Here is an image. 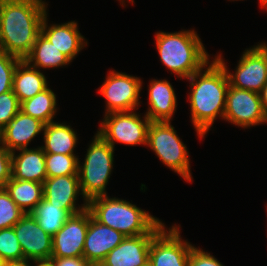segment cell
Here are the masks:
<instances>
[{
  "mask_svg": "<svg viewBox=\"0 0 267 266\" xmlns=\"http://www.w3.org/2000/svg\"><path fill=\"white\" fill-rule=\"evenodd\" d=\"M205 67V70L200 69L187 78L191 86L188 97L191 122L200 138L207 134L217 117L224 118L229 87L226 71L216 59Z\"/></svg>",
  "mask_w": 267,
  "mask_h": 266,
  "instance_id": "obj_1",
  "label": "cell"
},
{
  "mask_svg": "<svg viewBox=\"0 0 267 266\" xmlns=\"http://www.w3.org/2000/svg\"><path fill=\"white\" fill-rule=\"evenodd\" d=\"M43 0H5L0 26V51L24 60L47 14Z\"/></svg>",
  "mask_w": 267,
  "mask_h": 266,
  "instance_id": "obj_2",
  "label": "cell"
},
{
  "mask_svg": "<svg viewBox=\"0 0 267 266\" xmlns=\"http://www.w3.org/2000/svg\"><path fill=\"white\" fill-rule=\"evenodd\" d=\"M87 209L98 222L126 237L157 234L165 225L158 218L129 201L97 196L87 201Z\"/></svg>",
  "mask_w": 267,
  "mask_h": 266,
  "instance_id": "obj_3",
  "label": "cell"
},
{
  "mask_svg": "<svg viewBox=\"0 0 267 266\" xmlns=\"http://www.w3.org/2000/svg\"><path fill=\"white\" fill-rule=\"evenodd\" d=\"M160 61L180 79H187L209 63V54L194 30L157 32Z\"/></svg>",
  "mask_w": 267,
  "mask_h": 266,
  "instance_id": "obj_4",
  "label": "cell"
},
{
  "mask_svg": "<svg viewBox=\"0 0 267 266\" xmlns=\"http://www.w3.org/2000/svg\"><path fill=\"white\" fill-rule=\"evenodd\" d=\"M113 159L114 148L96 133L87 149L83 165L78 160V177L84 202L107 195L105 189L114 165Z\"/></svg>",
  "mask_w": 267,
  "mask_h": 266,
  "instance_id": "obj_5",
  "label": "cell"
},
{
  "mask_svg": "<svg viewBox=\"0 0 267 266\" xmlns=\"http://www.w3.org/2000/svg\"><path fill=\"white\" fill-rule=\"evenodd\" d=\"M146 145L155 152L163 164L185 181H192L189 153L170 121H151Z\"/></svg>",
  "mask_w": 267,
  "mask_h": 266,
  "instance_id": "obj_6",
  "label": "cell"
},
{
  "mask_svg": "<svg viewBox=\"0 0 267 266\" xmlns=\"http://www.w3.org/2000/svg\"><path fill=\"white\" fill-rule=\"evenodd\" d=\"M150 123L146 115L141 119L134 111L113 112L104 116L97 133L113 148L115 142L130 146L146 145Z\"/></svg>",
  "mask_w": 267,
  "mask_h": 266,
  "instance_id": "obj_7",
  "label": "cell"
},
{
  "mask_svg": "<svg viewBox=\"0 0 267 266\" xmlns=\"http://www.w3.org/2000/svg\"><path fill=\"white\" fill-rule=\"evenodd\" d=\"M141 90L142 82L139 77L110 70L99 89V93L106 99L105 115L137 110Z\"/></svg>",
  "mask_w": 267,
  "mask_h": 266,
  "instance_id": "obj_8",
  "label": "cell"
},
{
  "mask_svg": "<svg viewBox=\"0 0 267 266\" xmlns=\"http://www.w3.org/2000/svg\"><path fill=\"white\" fill-rule=\"evenodd\" d=\"M215 59L224 67L230 86L259 93L267 83V56L258 45L243 52L234 74L220 54Z\"/></svg>",
  "mask_w": 267,
  "mask_h": 266,
  "instance_id": "obj_9",
  "label": "cell"
},
{
  "mask_svg": "<svg viewBox=\"0 0 267 266\" xmlns=\"http://www.w3.org/2000/svg\"><path fill=\"white\" fill-rule=\"evenodd\" d=\"M223 119L242 128L266 123L267 114L263 109L259 93L229 85Z\"/></svg>",
  "mask_w": 267,
  "mask_h": 266,
  "instance_id": "obj_10",
  "label": "cell"
},
{
  "mask_svg": "<svg viewBox=\"0 0 267 266\" xmlns=\"http://www.w3.org/2000/svg\"><path fill=\"white\" fill-rule=\"evenodd\" d=\"M164 226L153 238L149 248V266H188L193 247L182 240L179 226Z\"/></svg>",
  "mask_w": 267,
  "mask_h": 266,
  "instance_id": "obj_11",
  "label": "cell"
},
{
  "mask_svg": "<svg viewBox=\"0 0 267 266\" xmlns=\"http://www.w3.org/2000/svg\"><path fill=\"white\" fill-rule=\"evenodd\" d=\"M23 251L24 259L32 261L50 260L52 236L46 233L31 213L24 214L13 226Z\"/></svg>",
  "mask_w": 267,
  "mask_h": 266,
  "instance_id": "obj_12",
  "label": "cell"
},
{
  "mask_svg": "<svg viewBox=\"0 0 267 266\" xmlns=\"http://www.w3.org/2000/svg\"><path fill=\"white\" fill-rule=\"evenodd\" d=\"M89 226V210L71 215L52 237L51 257L83 256L84 241Z\"/></svg>",
  "mask_w": 267,
  "mask_h": 266,
  "instance_id": "obj_13",
  "label": "cell"
},
{
  "mask_svg": "<svg viewBox=\"0 0 267 266\" xmlns=\"http://www.w3.org/2000/svg\"><path fill=\"white\" fill-rule=\"evenodd\" d=\"M125 237L117 230L96 221L89 211V226L84 241L83 257L92 265L99 264Z\"/></svg>",
  "mask_w": 267,
  "mask_h": 266,
  "instance_id": "obj_14",
  "label": "cell"
},
{
  "mask_svg": "<svg viewBox=\"0 0 267 266\" xmlns=\"http://www.w3.org/2000/svg\"><path fill=\"white\" fill-rule=\"evenodd\" d=\"M78 194L82 195L78 175L46 178L43 183V198L50 204L67 210L71 215L87 209V202L76 206Z\"/></svg>",
  "mask_w": 267,
  "mask_h": 266,
  "instance_id": "obj_15",
  "label": "cell"
},
{
  "mask_svg": "<svg viewBox=\"0 0 267 266\" xmlns=\"http://www.w3.org/2000/svg\"><path fill=\"white\" fill-rule=\"evenodd\" d=\"M156 234L125 237L101 262L103 266H149V248Z\"/></svg>",
  "mask_w": 267,
  "mask_h": 266,
  "instance_id": "obj_16",
  "label": "cell"
},
{
  "mask_svg": "<svg viewBox=\"0 0 267 266\" xmlns=\"http://www.w3.org/2000/svg\"><path fill=\"white\" fill-rule=\"evenodd\" d=\"M39 119L21 110L0 131V142L10 151L27 148L29 143L44 129Z\"/></svg>",
  "mask_w": 267,
  "mask_h": 266,
  "instance_id": "obj_17",
  "label": "cell"
},
{
  "mask_svg": "<svg viewBox=\"0 0 267 266\" xmlns=\"http://www.w3.org/2000/svg\"><path fill=\"white\" fill-rule=\"evenodd\" d=\"M47 14L44 16L41 24V33L71 61L82 50L87 41L78 31V24L70 21L64 24H51L48 27Z\"/></svg>",
  "mask_w": 267,
  "mask_h": 266,
  "instance_id": "obj_18",
  "label": "cell"
},
{
  "mask_svg": "<svg viewBox=\"0 0 267 266\" xmlns=\"http://www.w3.org/2000/svg\"><path fill=\"white\" fill-rule=\"evenodd\" d=\"M11 154V177L15 180H28L44 183L47 178L45 152L42 147L18 149Z\"/></svg>",
  "mask_w": 267,
  "mask_h": 266,
  "instance_id": "obj_19",
  "label": "cell"
},
{
  "mask_svg": "<svg viewBox=\"0 0 267 266\" xmlns=\"http://www.w3.org/2000/svg\"><path fill=\"white\" fill-rule=\"evenodd\" d=\"M148 90L149 107L145 115L151 121H170L177 107L173 86L165 79H153Z\"/></svg>",
  "mask_w": 267,
  "mask_h": 266,
  "instance_id": "obj_20",
  "label": "cell"
},
{
  "mask_svg": "<svg viewBox=\"0 0 267 266\" xmlns=\"http://www.w3.org/2000/svg\"><path fill=\"white\" fill-rule=\"evenodd\" d=\"M48 88L45 75L37 68L20 60L13 76L12 90L20 104Z\"/></svg>",
  "mask_w": 267,
  "mask_h": 266,
  "instance_id": "obj_21",
  "label": "cell"
},
{
  "mask_svg": "<svg viewBox=\"0 0 267 266\" xmlns=\"http://www.w3.org/2000/svg\"><path fill=\"white\" fill-rule=\"evenodd\" d=\"M45 153L75 155L74 148L77 143L76 132L66 123L50 122L43 129Z\"/></svg>",
  "mask_w": 267,
  "mask_h": 266,
  "instance_id": "obj_22",
  "label": "cell"
},
{
  "mask_svg": "<svg viewBox=\"0 0 267 266\" xmlns=\"http://www.w3.org/2000/svg\"><path fill=\"white\" fill-rule=\"evenodd\" d=\"M24 60L35 68H57L72 61L59 51L42 33L37 36L30 53Z\"/></svg>",
  "mask_w": 267,
  "mask_h": 266,
  "instance_id": "obj_23",
  "label": "cell"
},
{
  "mask_svg": "<svg viewBox=\"0 0 267 266\" xmlns=\"http://www.w3.org/2000/svg\"><path fill=\"white\" fill-rule=\"evenodd\" d=\"M5 189L25 214L31 213L43 199V183L15 180L11 177Z\"/></svg>",
  "mask_w": 267,
  "mask_h": 266,
  "instance_id": "obj_24",
  "label": "cell"
},
{
  "mask_svg": "<svg viewBox=\"0 0 267 266\" xmlns=\"http://www.w3.org/2000/svg\"><path fill=\"white\" fill-rule=\"evenodd\" d=\"M56 94L48 87L41 93L23 101L20 110L33 118L39 119L44 124L53 122L56 114Z\"/></svg>",
  "mask_w": 267,
  "mask_h": 266,
  "instance_id": "obj_25",
  "label": "cell"
},
{
  "mask_svg": "<svg viewBox=\"0 0 267 266\" xmlns=\"http://www.w3.org/2000/svg\"><path fill=\"white\" fill-rule=\"evenodd\" d=\"M39 226L52 237L62 228L71 214L59 206L50 204L44 198L31 212Z\"/></svg>",
  "mask_w": 267,
  "mask_h": 266,
  "instance_id": "obj_26",
  "label": "cell"
},
{
  "mask_svg": "<svg viewBox=\"0 0 267 266\" xmlns=\"http://www.w3.org/2000/svg\"><path fill=\"white\" fill-rule=\"evenodd\" d=\"M76 155L45 153L47 178L78 175Z\"/></svg>",
  "mask_w": 267,
  "mask_h": 266,
  "instance_id": "obj_27",
  "label": "cell"
},
{
  "mask_svg": "<svg viewBox=\"0 0 267 266\" xmlns=\"http://www.w3.org/2000/svg\"><path fill=\"white\" fill-rule=\"evenodd\" d=\"M24 214L9 192L5 188L0 189V230L13 227Z\"/></svg>",
  "mask_w": 267,
  "mask_h": 266,
  "instance_id": "obj_28",
  "label": "cell"
},
{
  "mask_svg": "<svg viewBox=\"0 0 267 266\" xmlns=\"http://www.w3.org/2000/svg\"><path fill=\"white\" fill-rule=\"evenodd\" d=\"M0 255L6 261L24 259L22 248L13 227L0 230Z\"/></svg>",
  "mask_w": 267,
  "mask_h": 266,
  "instance_id": "obj_29",
  "label": "cell"
},
{
  "mask_svg": "<svg viewBox=\"0 0 267 266\" xmlns=\"http://www.w3.org/2000/svg\"><path fill=\"white\" fill-rule=\"evenodd\" d=\"M21 59L0 51V94L9 92L13 87V76Z\"/></svg>",
  "mask_w": 267,
  "mask_h": 266,
  "instance_id": "obj_30",
  "label": "cell"
},
{
  "mask_svg": "<svg viewBox=\"0 0 267 266\" xmlns=\"http://www.w3.org/2000/svg\"><path fill=\"white\" fill-rule=\"evenodd\" d=\"M20 105L13 90L0 94V131L20 111Z\"/></svg>",
  "mask_w": 267,
  "mask_h": 266,
  "instance_id": "obj_31",
  "label": "cell"
},
{
  "mask_svg": "<svg viewBox=\"0 0 267 266\" xmlns=\"http://www.w3.org/2000/svg\"><path fill=\"white\" fill-rule=\"evenodd\" d=\"M188 266H223L213 255L196 247H192Z\"/></svg>",
  "mask_w": 267,
  "mask_h": 266,
  "instance_id": "obj_32",
  "label": "cell"
},
{
  "mask_svg": "<svg viewBox=\"0 0 267 266\" xmlns=\"http://www.w3.org/2000/svg\"><path fill=\"white\" fill-rule=\"evenodd\" d=\"M11 154L12 152L0 142V189L5 188L11 178Z\"/></svg>",
  "mask_w": 267,
  "mask_h": 266,
  "instance_id": "obj_33",
  "label": "cell"
},
{
  "mask_svg": "<svg viewBox=\"0 0 267 266\" xmlns=\"http://www.w3.org/2000/svg\"><path fill=\"white\" fill-rule=\"evenodd\" d=\"M54 266H93L83 256L79 257H51Z\"/></svg>",
  "mask_w": 267,
  "mask_h": 266,
  "instance_id": "obj_34",
  "label": "cell"
},
{
  "mask_svg": "<svg viewBox=\"0 0 267 266\" xmlns=\"http://www.w3.org/2000/svg\"><path fill=\"white\" fill-rule=\"evenodd\" d=\"M260 100L262 102L263 109L267 114V83L263 86L261 91L259 92Z\"/></svg>",
  "mask_w": 267,
  "mask_h": 266,
  "instance_id": "obj_35",
  "label": "cell"
},
{
  "mask_svg": "<svg viewBox=\"0 0 267 266\" xmlns=\"http://www.w3.org/2000/svg\"><path fill=\"white\" fill-rule=\"evenodd\" d=\"M30 261L32 262V260H28V259L7 261L5 266H32L30 265L31 264Z\"/></svg>",
  "mask_w": 267,
  "mask_h": 266,
  "instance_id": "obj_36",
  "label": "cell"
},
{
  "mask_svg": "<svg viewBox=\"0 0 267 266\" xmlns=\"http://www.w3.org/2000/svg\"><path fill=\"white\" fill-rule=\"evenodd\" d=\"M32 263L34 264L32 266H54L51 260L33 261Z\"/></svg>",
  "mask_w": 267,
  "mask_h": 266,
  "instance_id": "obj_37",
  "label": "cell"
},
{
  "mask_svg": "<svg viewBox=\"0 0 267 266\" xmlns=\"http://www.w3.org/2000/svg\"><path fill=\"white\" fill-rule=\"evenodd\" d=\"M3 8H4V0H0V26L2 22Z\"/></svg>",
  "mask_w": 267,
  "mask_h": 266,
  "instance_id": "obj_38",
  "label": "cell"
},
{
  "mask_svg": "<svg viewBox=\"0 0 267 266\" xmlns=\"http://www.w3.org/2000/svg\"><path fill=\"white\" fill-rule=\"evenodd\" d=\"M258 46L265 52L266 56H267V45L266 43H259Z\"/></svg>",
  "mask_w": 267,
  "mask_h": 266,
  "instance_id": "obj_39",
  "label": "cell"
},
{
  "mask_svg": "<svg viewBox=\"0 0 267 266\" xmlns=\"http://www.w3.org/2000/svg\"><path fill=\"white\" fill-rule=\"evenodd\" d=\"M260 2V5L262 6V7H265L266 9H267V0H259Z\"/></svg>",
  "mask_w": 267,
  "mask_h": 266,
  "instance_id": "obj_40",
  "label": "cell"
},
{
  "mask_svg": "<svg viewBox=\"0 0 267 266\" xmlns=\"http://www.w3.org/2000/svg\"><path fill=\"white\" fill-rule=\"evenodd\" d=\"M6 262L7 261L0 255V266H5Z\"/></svg>",
  "mask_w": 267,
  "mask_h": 266,
  "instance_id": "obj_41",
  "label": "cell"
},
{
  "mask_svg": "<svg viewBox=\"0 0 267 266\" xmlns=\"http://www.w3.org/2000/svg\"><path fill=\"white\" fill-rule=\"evenodd\" d=\"M129 1H131L132 3H134V0H129ZM120 2L122 3V5H123V2H125L124 0H120Z\"/></svg>",
  "mask_w": 267,
  "mask_h": 266,
  "instance_id": "obj_42",
  "label": "cell"
},
{
  "mask_svg": "<svg viewBox=\"0 0 267 266\" xmlns=\"http://www.w3.org/2000/svg\"><path fill=\"white\" fill-rule=\"evenodd\" d=\"M93 266H103V265L101 263H99V264H95Z\"/></svg>",
  "mask_w": 267,
  "mask_h": 266,
  "instance_id": "obj_43",
  "label": "cell"
}]
</instances>
